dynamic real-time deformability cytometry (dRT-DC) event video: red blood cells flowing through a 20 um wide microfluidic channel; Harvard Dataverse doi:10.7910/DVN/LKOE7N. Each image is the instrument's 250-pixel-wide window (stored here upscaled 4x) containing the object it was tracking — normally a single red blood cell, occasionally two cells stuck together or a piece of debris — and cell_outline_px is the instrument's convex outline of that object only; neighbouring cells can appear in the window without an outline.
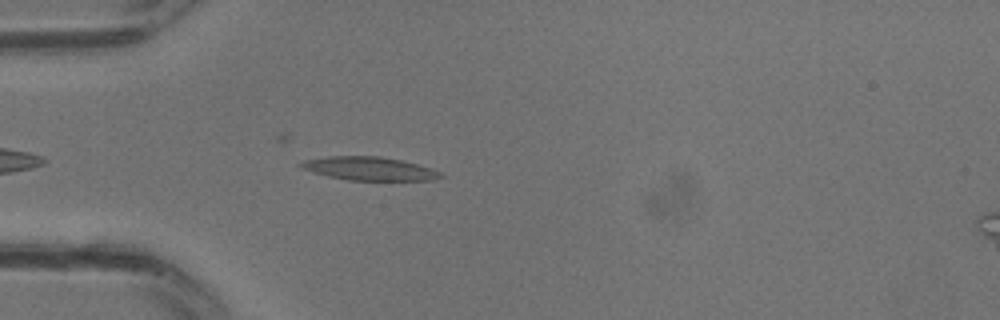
{"species": "common noctule bat (a hibernating species)", "species_latin": "Nyctalus noctula", "temperature_condition": "warm", "stored_images_in_passage": 11, "camera_frame_rate_fps": 3000, "um_per_image_px": 0.085, "animal": {"sex": "male", "body_mass_g": 13.3}, "frame": {"image": 1, "passage_image": 3, "time_ms": 0.667, "image_size_px": [1000, 320], "cell_outline_px": [[444, 176], [432, 180], [348, 180], [328, 176], [312, 172], [300, 168], [296, 164], [304, 160], [328, 156], [380, 156], [400, 160], [432, 168], [440, 172]], "centroid_in_image_um": [31.34, 14.33], "position_along_channel_um": 53.7, "area_um2": 19.07}}
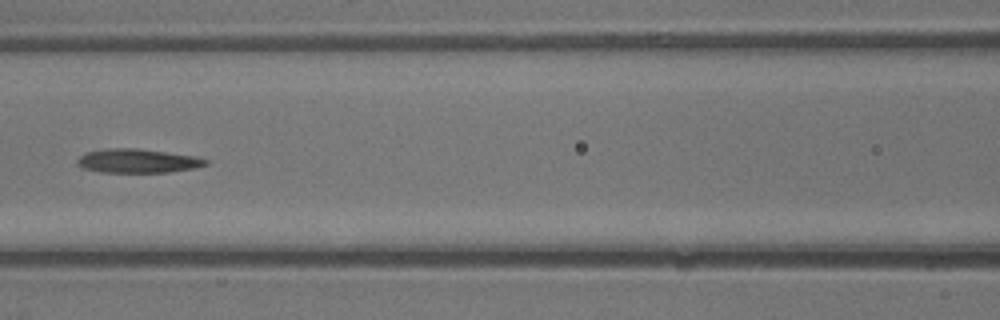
{"frame": {"image": 2, "passage_image": 8, "time_ms": 2.333, "image_size_px": [1000, 320], "cell_outline_px": [[208, 164], [196, 168], [168, 172], [100, 172], [84, 168], [76, 164], [76, 160], [80, 156], [88, 152], [108, 148], [136, 148], [196, 156], [208, 160]], "centroid_in_image_um": [11.71, 13.68], "position_along_channel_um": 154.9, "area_um2": 17.86}}
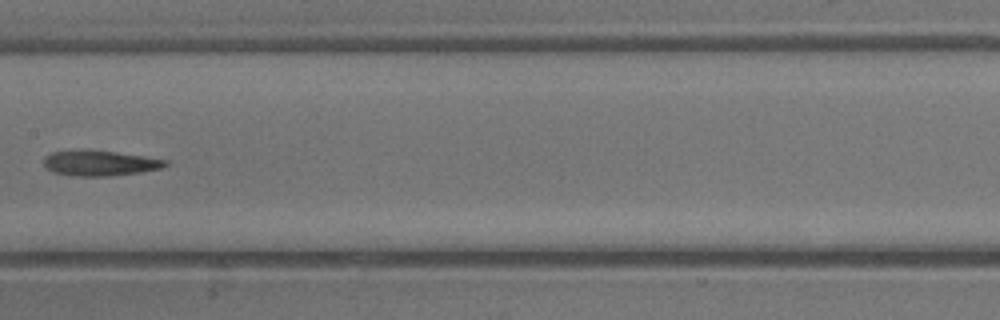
{"frame": {"image": 3, "passage_image": 10, "time_ms": 3.0, "image_size_px": [1000, 320], "cell_outline_px": [[168, 164], [160, 168], [140, 172], [108, 176], [80, 176], [52, 172], [44, 164], [44, 156], [52, 152], [80, 148], [88, 148], [144, 156], [168, 160]], "centroid_in_image_um": [8.45, 13.83], "position_along_channel_um": 198.9, "area_um2": 18.21}}